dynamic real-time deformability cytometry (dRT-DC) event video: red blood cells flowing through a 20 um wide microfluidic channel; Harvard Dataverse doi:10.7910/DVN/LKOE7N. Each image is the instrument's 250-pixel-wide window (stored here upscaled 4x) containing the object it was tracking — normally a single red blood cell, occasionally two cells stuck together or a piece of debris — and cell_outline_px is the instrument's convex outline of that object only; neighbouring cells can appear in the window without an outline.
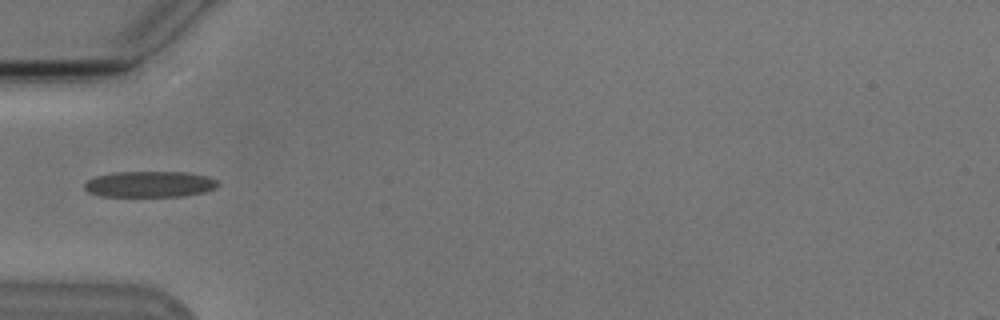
{"species": "Egyptian fruit bat (a non-hibernating species)", "species_latin": "Rousettus aegyptiacus", "temperature_condition": "cold", "stored_images_in_passage": 5, "camera_frame_rate_fps": 3000, "um_per_image_px": 0.085, "animal": {"sex": "male"}, "frame": {"image": 1, "passage_image": 5, "time_ms": 4.667, "image_size_px": [1000, 320], "cell_outline_px": [[220, 184], [216, 188], [204, 192], [184, 196], [100, 196], [88, 192], [84, 188], [84, 184], [88, 180], [96, 176], [116, 172], [188, 172], [208, 176], [216, 180]], "centroid_in_image_um": [12.75, 15.65], "position_along_channel_um": 72.3, "area_um2": 20.29}}